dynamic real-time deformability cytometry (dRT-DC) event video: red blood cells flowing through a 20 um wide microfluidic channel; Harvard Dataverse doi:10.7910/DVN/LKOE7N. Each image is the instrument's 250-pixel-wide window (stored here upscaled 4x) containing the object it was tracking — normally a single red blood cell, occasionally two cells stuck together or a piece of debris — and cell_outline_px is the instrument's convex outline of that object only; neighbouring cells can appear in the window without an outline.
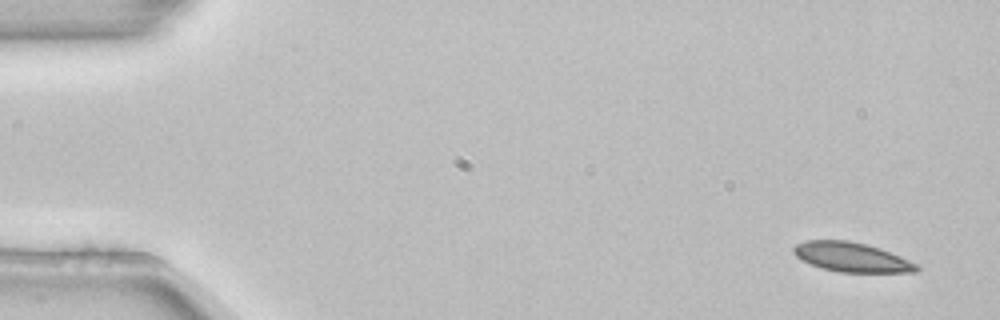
{"species": "common noctule bat (a hibernating species)", "species_latin": "Nyctalus noctula", "temperature_condition": "room temperature", "stored_images_in_passage": 4, "segment_of_instrument_passage": [1, 2], "camera_frame_rate_fps": 3000, "um_per_image_px": 0.085, "animal": {"sex": "female", "body_mass_g": 22.7, "forearm_length_mm": 54.2}, "frame": {"image": 1, "passage_image": 1, "time_ms": 0.0, "image_size_px": [1000, 320], "cell_outline_px": [[920, 268], [916, 272], [840, 272], [820, 268], [796, 256], [792, 252], [792, 248], [796, 244], [804, 240], [848, 240], [880, 248], [900, 256], [916, 264]], "centroid_in_image_um": [72.36, 21.85], "position_along_channel_um": 12.6, "area_um2": 20.98}}